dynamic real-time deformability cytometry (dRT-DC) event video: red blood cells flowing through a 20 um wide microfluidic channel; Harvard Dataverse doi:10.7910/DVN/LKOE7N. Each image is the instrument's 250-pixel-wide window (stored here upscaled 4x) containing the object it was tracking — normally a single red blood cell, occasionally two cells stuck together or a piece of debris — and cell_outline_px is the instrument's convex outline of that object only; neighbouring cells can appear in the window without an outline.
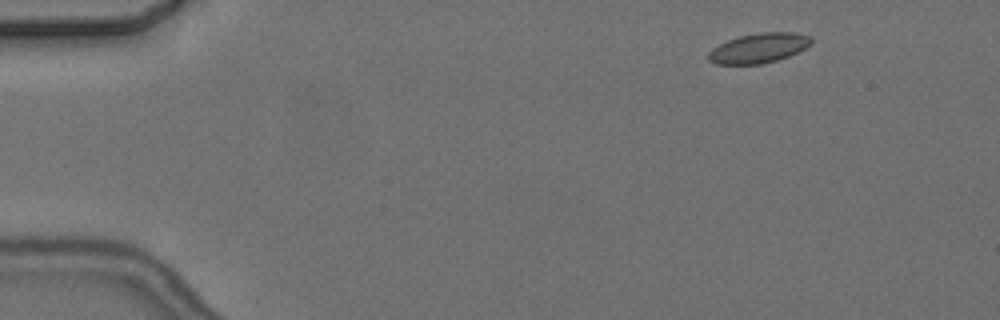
{"species": "common noctule bat (a hibernating species)", "species_latin": "Nyctalus noctula", "temperature_condition": "cold", "stored_images_in_passage": 5, "camera_frame_rate_fps": 3000, "um_per_image_px": 0.085, "animal": {"sex": "female", "body_mass_g": 24.6, "forearm_length_mm": 56.2}, "frame": {"image": 1, "passage_image": 2, "time_ms": 1.333, "image_size_px": [1000, 320], "cell_outline_px": [[812, 44], [788, 56], [776, 60], [760, 64], [716, 64], [708, 60], [708, 52], [712, 48], [728, 40], [740, 36], [760, 32], [796, 32], [812, 36]], "centroid_in_image_um": [64.5, 4.07], "position_along_channel_um": 20.5, "area_um2": 17.8}}